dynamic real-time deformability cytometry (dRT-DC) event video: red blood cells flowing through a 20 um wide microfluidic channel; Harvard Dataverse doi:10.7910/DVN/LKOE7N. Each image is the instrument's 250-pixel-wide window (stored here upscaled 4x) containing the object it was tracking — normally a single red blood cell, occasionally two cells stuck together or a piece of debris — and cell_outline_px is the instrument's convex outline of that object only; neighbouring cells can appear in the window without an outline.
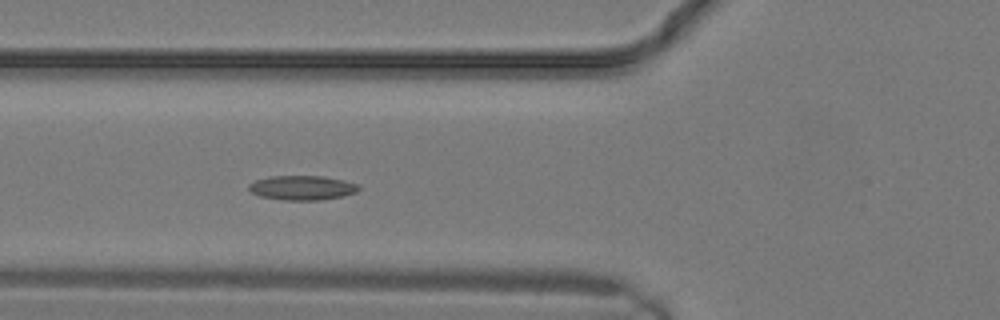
{"species": "common noctule bat (a hibernating species)", "species_latin": "Nyctalus noctula", "temperature_condition": "warm", "stored_images_in_passage": 9, "camera_frame_rate_fps": 3000, "um_per_image_px": 0.085, "animal": {"sex": "male", "body_mass_g": 19.2, "forearm_length_mm": 51.8}, "frame": {"image": 1, "passage_image": 9, "time_ms": 2.667, "image_size_px": [1000, 320], "cell_outline_px": [[360, 188], [356, 192], [344, 196], [320, 200], [284, 200], [260, 196], [252, 192], [248, 188], [248, 184], [256, 180], [272, 176], [324, 176], [344, 180], [356, 184]], "centroid_in_image_um": [25.69, 15.96], "position_along_channel_um": 100.1, "area_um2": 15.61}}